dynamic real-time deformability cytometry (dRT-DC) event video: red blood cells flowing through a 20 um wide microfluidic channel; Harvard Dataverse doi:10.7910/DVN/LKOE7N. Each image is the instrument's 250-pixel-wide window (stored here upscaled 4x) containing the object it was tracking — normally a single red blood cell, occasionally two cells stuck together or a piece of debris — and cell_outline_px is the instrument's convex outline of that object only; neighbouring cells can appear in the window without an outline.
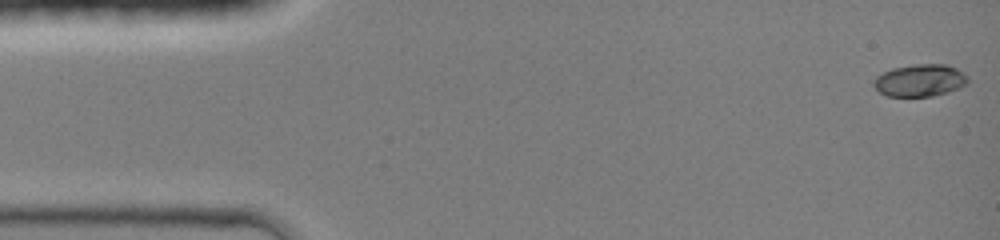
{"species": "common noctule bat (a hibernating species)", "species_latin": "Nyctalus noctula", "temperature_condition": "room temperature", "stored_images_in_passage": 6, "camera_frame_rate_fps": 3000, "um_per_image_px": 0.085, "animal": {"sex": "female", "body_mass_g": 19.0, "forearm_length_mm": 51.5}, "frame": {"image": 1, "passage_image": 1, "time_ms": 0.0, "image_size_px": [1000, 240], "cell_outline_px": [[968, 84], [960, 88], [948, 92], [932, 96], [888, 96], [880, 92], [872, 84], [872, 80], [876, 76], [892, 68], [916, 64], [944, 64], [956, 68], [964, 72], [968, 76]], "centroid_in_image_um": [78.22, 6.83], "position_along_channel_um": 6.8, "area_um2": 17.8}}
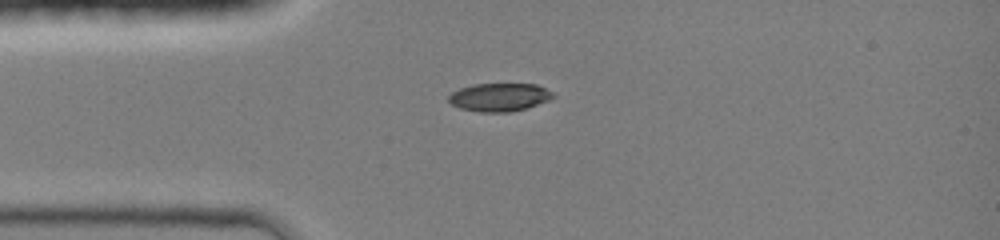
{"frame": {"image": 2, "passage_image": 5, "time_ms": 1.333, "image_size_px": [1000, 240], "cell_outline_px": [[556, 96], [548, 100], [528, 108], [508, 112], [480, 112], [460, 108], [452, 104], [448, 100], [448, 96], [452, 92], [460, 88], [472, 84], [536, 84], [552, 92]], "centroid_in_image_um": [42.44, 8.26], "position_along_channel_um": 42.6, "area_um2": 17.11}}